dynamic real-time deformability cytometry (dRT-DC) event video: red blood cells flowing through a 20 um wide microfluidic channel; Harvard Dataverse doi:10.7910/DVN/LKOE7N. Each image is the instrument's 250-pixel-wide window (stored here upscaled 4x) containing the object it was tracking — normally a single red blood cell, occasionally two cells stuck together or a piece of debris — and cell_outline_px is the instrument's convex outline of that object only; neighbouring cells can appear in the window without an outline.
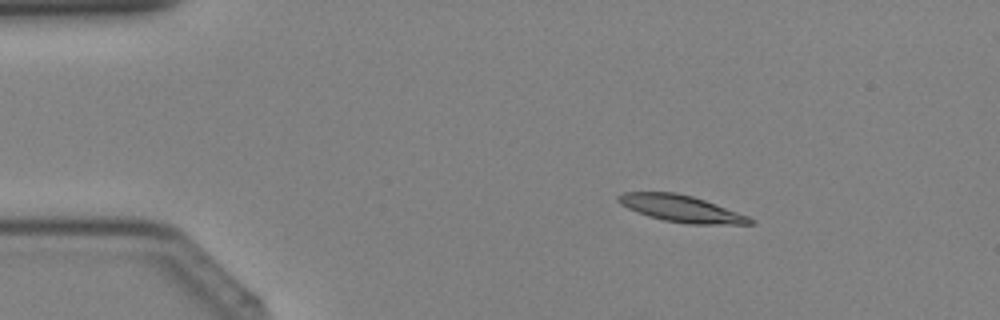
{"species": "Egyptian fruit bat (a non-hibernating species)", "species_latin": "Rousettus aegyptiacus", "temperature_condition": "cold", "stored_images_in_passage": 12, "camera_frame_rate_fps": 3000, "um_per_image_px": 0.085, "animal": {"sex": "female"}, "frame": {"image": 1, "passage_image": 7, "time_ms": 2.0, "image_size_px": [1000, 320], "cell_outline_px": [[756, 224], [688, 224], [664, 220], [648, 216], [628, 208], [620, 204], [616, 200], [616, 196], [624, 192], [676, 192], [692, 196], [704, 200], [748, 216], [756, 220]], "centroid_in_image_um": [57.89, 17.73], "position_along_channel_um": 27.1, "area_um2": 20.46}}